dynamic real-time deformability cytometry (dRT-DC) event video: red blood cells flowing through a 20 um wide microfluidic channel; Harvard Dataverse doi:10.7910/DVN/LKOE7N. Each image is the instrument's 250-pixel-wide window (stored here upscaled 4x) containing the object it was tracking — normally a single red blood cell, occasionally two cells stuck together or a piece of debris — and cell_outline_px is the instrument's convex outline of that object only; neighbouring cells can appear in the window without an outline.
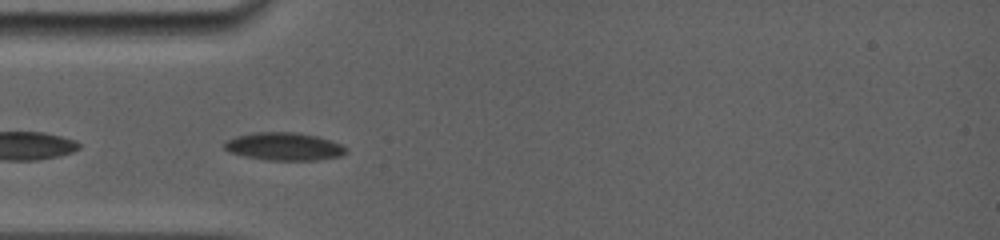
{"species": "common noctule bat (a hibernating species)", "species_latin": "Nyctalus noctula", "temperature_condition": "room temperature", "stored_images_in_passage": 20, "camera_frame_rate_fps": 5000, "um_per_image_px": 0.085, "animal": {"sex": "female", "body_mass_g": 19.0, "forearm_length_mm": 56.7}, "frame": {"image": 1, "passage_image": 1, "time_ms": 0.0, "image_size_px": [1000, 240], "cell_outline_px": [[348, 152], [340, 156], [316, 160], [268, 160], [244, 156], [232, 152], [224, 148], [224, 140], [236, 136], [252, 132], [296, 132], [316, 136], [332, 140], [348, 148]], "centroid_in_image_um": [24.16, 12.44], "position_along_channel_um": 60.8, "area_um2": 19.83}}
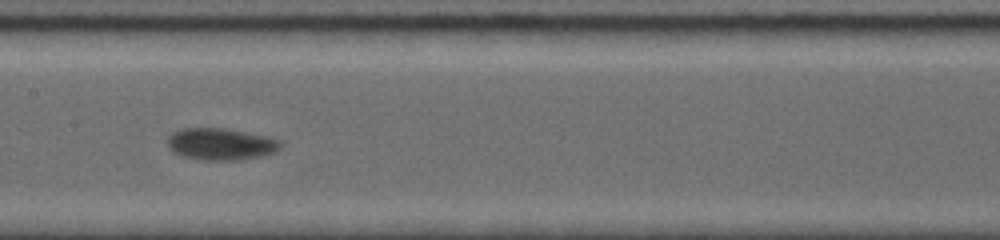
{"frame": {"image": 2, "passage_image": 4, "time_ms": 3.4, "image_size_px": [1000, 240], "cell_outline_px": [[280, 148], [276, 152], [260, 156], [240, 160], [200, 160], [184, 156], [168, 148], [168, 136], [172, 132], [180, 128], [224, 128], [268, 136], [280, 140]], "centroid_in_image_um": [18.77, 12.24], "position_along_channel_um": 188.6, "area_um2": 21.04}}
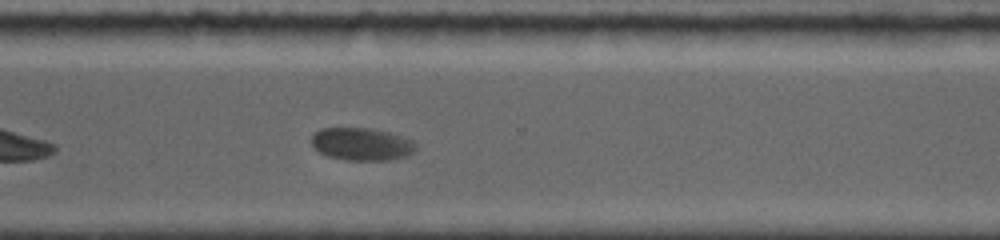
{"frame": {"image": 3, "passage_image": 13, "time_ms": 7.4, "image_size_px": [1000, 240], "cell_outline_px": [[416, 148], [408, 156], [388, 160], [344, 160], [328, 156], [320, 152], [312, 144], [312, 136], [320, 128], [376, 128], [412, 140], [416, 144]], "centroid_in_image_um": [30.75, 12.24], "position_along_channel_um": 339.8, "area_um2": 19.83}, "authors_computed_cell_mechanics": {"area_um2": 19.9121, "velocity_mm_per_s": 3.7747, "shape_relaxation_time_tau1_ms": 2.4805, "shape_relaxation_time_tau2_ms": null, "deformation_change_tau1": 0.0814, "deformation_change_tau2": null}}